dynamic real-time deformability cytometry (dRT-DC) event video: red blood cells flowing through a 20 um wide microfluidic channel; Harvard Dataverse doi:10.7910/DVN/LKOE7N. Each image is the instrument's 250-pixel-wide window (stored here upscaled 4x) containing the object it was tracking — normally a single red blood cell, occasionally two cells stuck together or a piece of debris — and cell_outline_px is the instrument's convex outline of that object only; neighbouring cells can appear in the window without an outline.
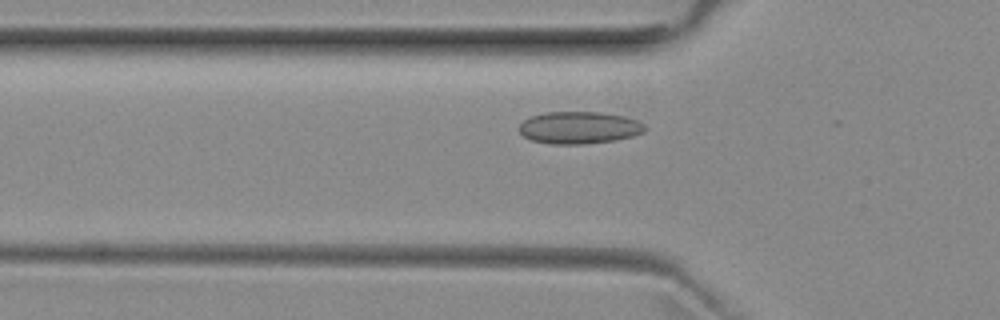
{"species": "common noctule bat (a hibernating species)", "species_latin": "Nyctalus noctula", "temperature_condition": "room temperature", "stored_images_in_passage": 39, "camera_frame_rate_fps": 3000, "um_per_image_px": 0.085, "animal": {"sex": "female", "body_mass_g": 29.2, "forearm_length_mm": 56.3}, "frame": {"image": 1, "passage_image": 9, "time_ms": 2.667, "image_size_px": [1000, 320], "cell_outline_px": [[648, 128], [644, 132], [632, 136], [616, 140], [584, 144], [552, 144], [532, 140], [524, 136], [516, 128], [524, 120], [532, 116], [544, 112], [600, 112], [624, 116], [636, 120], [644, 124]], "centroid_in_image_um": [49.23, 10.85], "position_along_channel_um": 76.6, "area_um2": 23.7}}
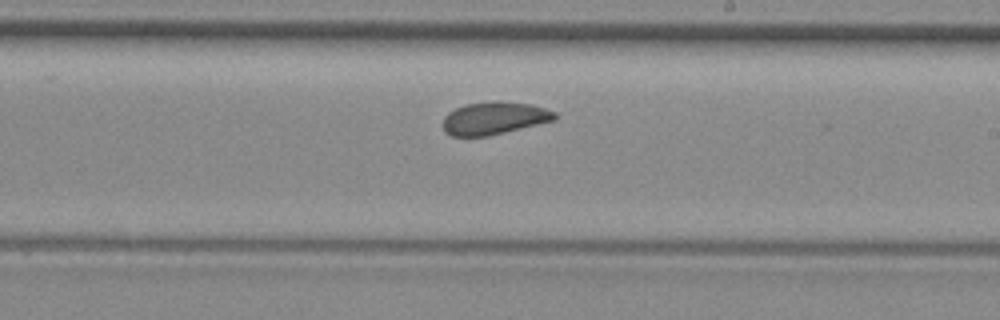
{"frame": {"image": 2, "passage_image": 22, "time_ms": 7.0, "image_size_px": [1000, 320], "cell_outline_px": [[556, 120], [488, 136], [452, 136], [444, 132], [444, 116], [448, 112], [456, 108], [468, 104], [532, 104], [556, 112]], "centroid_in_image_um": [42.0, 10.1], "position_along_channel_um": 247.0, "area_um2": 20.35}}
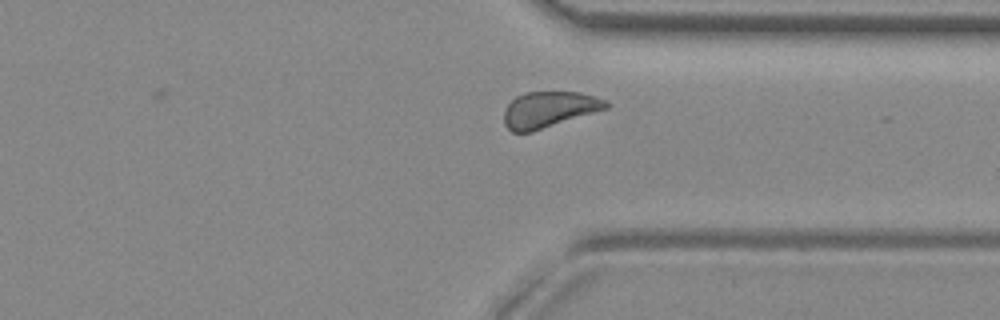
{"frame": {"image": 3, "passage_image": 31, "time_ms": 10.0, "image_size_px": [1000, 320], "cell_outline_px": [[612, 104], [608, 108], [532, 132], [512, 132], [504, 124], [504, 108], [516, 96], [524, 92], [580, 92], [608, 100]], "centroid_in_image_um": [46.68, 9.3], "position_along_channel_um": 364.7, "area_um2": 21.56}, "authors_computed_cell_mechanics": {"area_um2": 21.5594, "velocity_mm_per_s": 3.931, "shape_relaxation_time_tau1_ms": 7.0594, "shape_relaxation_time_tau2_ms": 1.5507, "deformation_change_tau1": 0.077, "deformation_change_tau2": 0.0588}}